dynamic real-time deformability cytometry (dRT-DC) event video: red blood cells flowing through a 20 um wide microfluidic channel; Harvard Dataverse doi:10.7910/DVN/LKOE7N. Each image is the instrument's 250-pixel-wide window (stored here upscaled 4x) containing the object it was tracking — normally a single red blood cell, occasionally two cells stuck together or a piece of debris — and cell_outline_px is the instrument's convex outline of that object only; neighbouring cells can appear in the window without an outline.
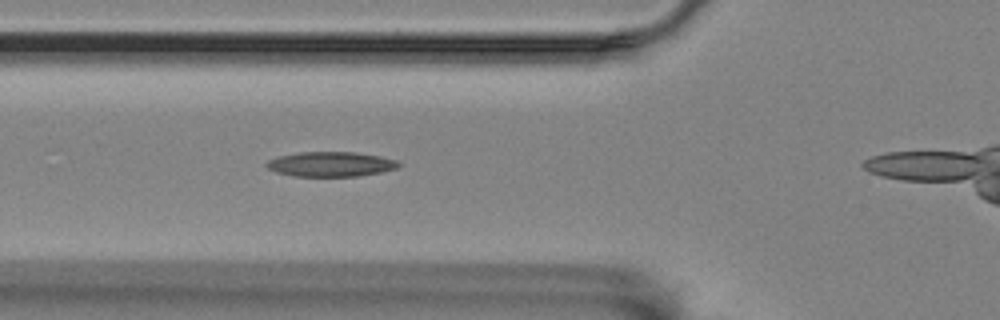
{"species": "Egyptian fruit bat (a non-hibernating species)", "species_latin": "Rousettus aegyptiacus", "temperature_condition": "room temperature", "stored_images_in_passage": 7, "segment_of_instrument_passage": [1, 2], "camera_frame_rate_fps": 3000, "um_per_image_px": 0.085, "animal": {"sex": "female"}, "frame": {"image": 1, "passage_image": 5, "time_ms": 5.0, "image_size_px": [1000, 320], "cell_outline_px": [[400, 164], [396, 168], [380, 172], [360, 176], [292, 176], [276, 172], [268, 168], [264, 164], [268, 160], [280, 156], [300, 152], [356, 152], [380, 156], [396, 160]], "centroid_in_image_um": [28.09, 13.95], "position_along_channel_um": 97.7, "area_um2": 19.02}}